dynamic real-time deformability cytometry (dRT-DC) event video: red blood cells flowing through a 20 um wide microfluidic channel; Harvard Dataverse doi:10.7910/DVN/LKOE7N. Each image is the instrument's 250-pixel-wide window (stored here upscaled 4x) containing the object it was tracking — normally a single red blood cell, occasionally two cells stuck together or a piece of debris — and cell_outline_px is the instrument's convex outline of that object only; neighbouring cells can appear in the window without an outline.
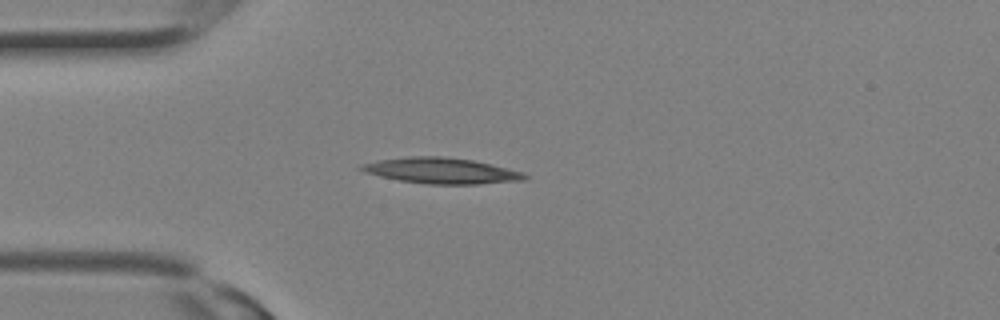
{"species": "Egyptian fruit bat (a non-hibernating species)", "species_latin": "Rousettus aegyptiacus", "temperature_condition": "room temperature", "stored_images_in_passage": 12, "camera_frame_rate_fps": 3000, "um_per_image_px": 0.085, "animal": {"sex": "female"}, "frame": {"image": 1, "passage_image": 4, "time_ms": 1.0, "image_size_px": [1000, 320], "cell_outline_px": [[528, 176], [524, 180], [476, 184], [428, 184], [400, 180], [380, 176], [364, 172], [356, 168], [364, 164], [376, 160], [412, 156], [444, 156], [472, 160], [524, 172]], "centroid_in_image_um": [37.49, 14.5], "position_along_channel_um": 47.5, "area_um2": 24.39}}
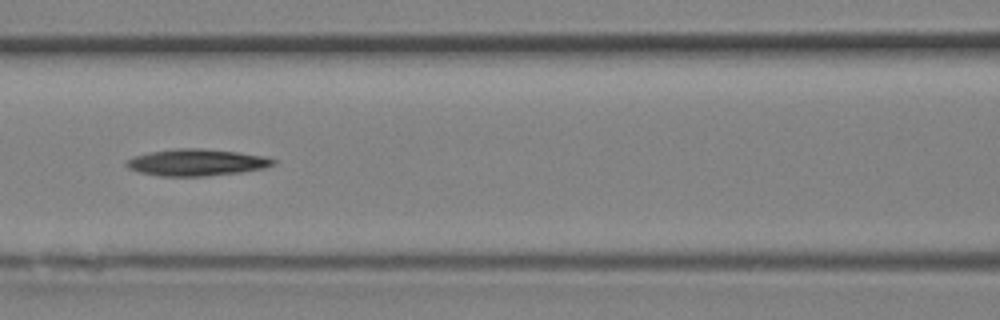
{"frame": {"image": 2, "passage_image": 9, "time_ms": 2.667, "image_size_px": [1000, 320], "cell_outline_px": [[276, 164], [264, 168], [240, 172], [204, 176], [160, 176], [140, 172], [128, 168], [124, 164], [128, 160], [136, 156], [152, 152], [176, 148], [200, 148], [240, 152], [264, 156], [276, 160]], "centroid_in_image_um": [16.74, 13.8], "position_along_channel_um": 149.9, "area_um2": 22.72}}
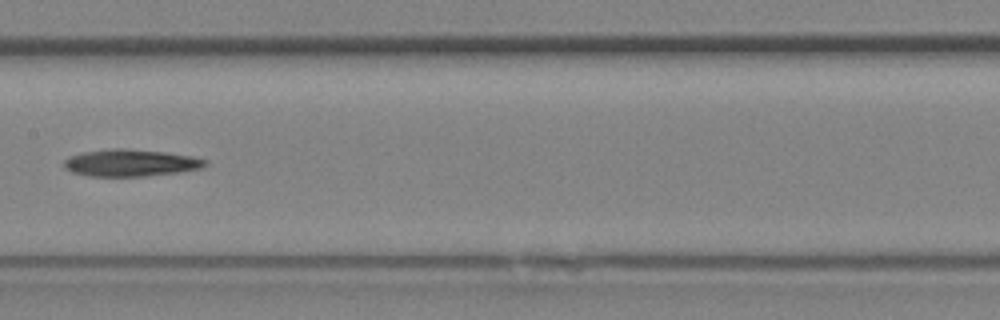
{"frame": {"image": 3, "passage_image": 11, "time_ms": 3.333, "image_size_px": [1000, 320], "cell_outline_px": [[208, 164], [204, 168], [180, 172], [144, 176], [88, 176], [72, 172], [64, 168], [64, 160], [68, 156], [84, 152], [116, 148], [124, 148], [168, 152], [192, 156], [208, 160]], "centroid_in_image_um": [11.14, 13.84], "position_along_channel_um": 196.3, "area_um2": 22.43}}